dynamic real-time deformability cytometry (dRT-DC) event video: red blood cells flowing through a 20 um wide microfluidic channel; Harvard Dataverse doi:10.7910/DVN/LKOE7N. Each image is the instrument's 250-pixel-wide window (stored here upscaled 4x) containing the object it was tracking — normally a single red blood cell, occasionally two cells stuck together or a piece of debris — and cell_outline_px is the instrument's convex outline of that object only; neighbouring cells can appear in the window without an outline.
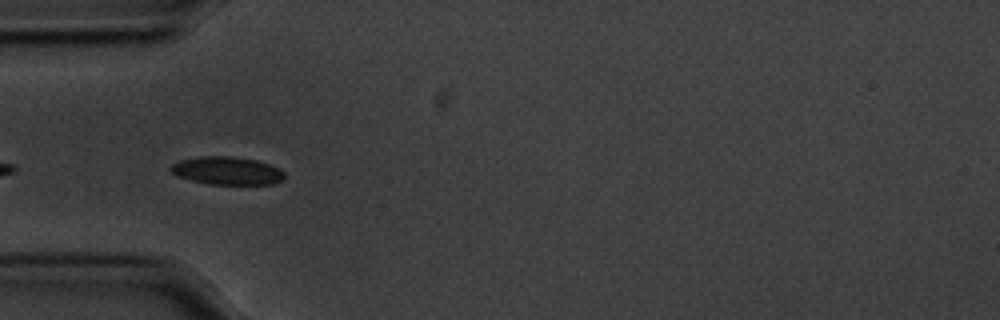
{"species": "common noctule bat (a hibernating species)", "species_latin": "Nyctalus noctula", "temperature_condition": "cold", "stored_images_in_passage": 10, "camera_frame_rate_fps": 3000, "um_per_image_px": 0.085, "animal": {"sex": "male", "body_mass_g": 20.1, "forearm_length_mm": 53.5}, "frame": {"image": 1, "passage_image": 2, "time_ms": 0.333, "image_size_px": [1000, 320], "cell_outline_px": [[284, 180], [272, 184], [208, 184], [176, 176], [168, 168], [172, 164], [180, 160], [196, 156], [232, 156], [256, 160], [268, 164], [284, 172]], "centroid_in_image_um": [19.26, 14.51], "position_along_channel_um": 65.7, "area_um2": 18.55}}